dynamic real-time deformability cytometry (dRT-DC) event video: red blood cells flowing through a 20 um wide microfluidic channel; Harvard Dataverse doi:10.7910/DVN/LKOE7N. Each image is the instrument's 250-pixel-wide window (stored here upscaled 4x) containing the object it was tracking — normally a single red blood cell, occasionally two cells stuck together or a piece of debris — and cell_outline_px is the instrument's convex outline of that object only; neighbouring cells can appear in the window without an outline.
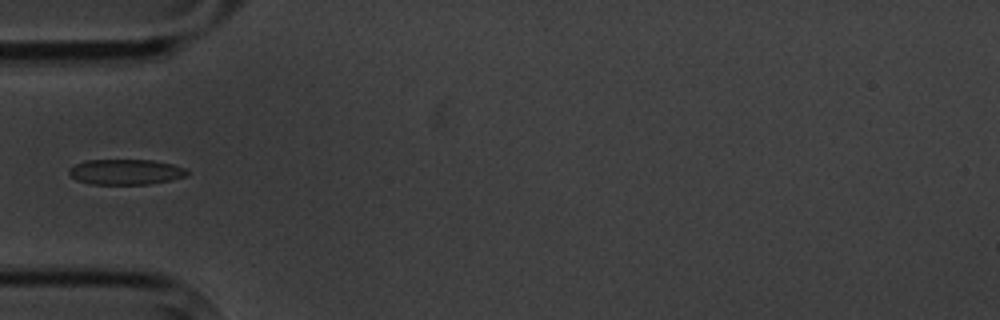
{"species": "common noctule bat (a hibernating species)", "species_latin": "Nyctalus noctula", "temperature_condition": "cold", "stored_images_in_passage": 4, "camera_frame_rate_fps": 3000, "um_per_image_px": 0.085, "animal": {"sex": "male", "body_mass_g": 20.1, "forearm_length_mm": 53.5}, "frame": {"image": 1, "passage_image": 4, "time_ms": 4.333, "image_size_px": [1000, 320], "cell_outline_px": [[188, 176], [172, 180], [148, 184], [92, 184], [76, 180], [68, 172], [68, 168], [84, 160], [152, 160], [172, 164], [184, 168], [188, 172]], "centroid_in_image_um": [10.68, 14.61], "position_along_channel_um": 74.3, "area_um2": 17.51}}